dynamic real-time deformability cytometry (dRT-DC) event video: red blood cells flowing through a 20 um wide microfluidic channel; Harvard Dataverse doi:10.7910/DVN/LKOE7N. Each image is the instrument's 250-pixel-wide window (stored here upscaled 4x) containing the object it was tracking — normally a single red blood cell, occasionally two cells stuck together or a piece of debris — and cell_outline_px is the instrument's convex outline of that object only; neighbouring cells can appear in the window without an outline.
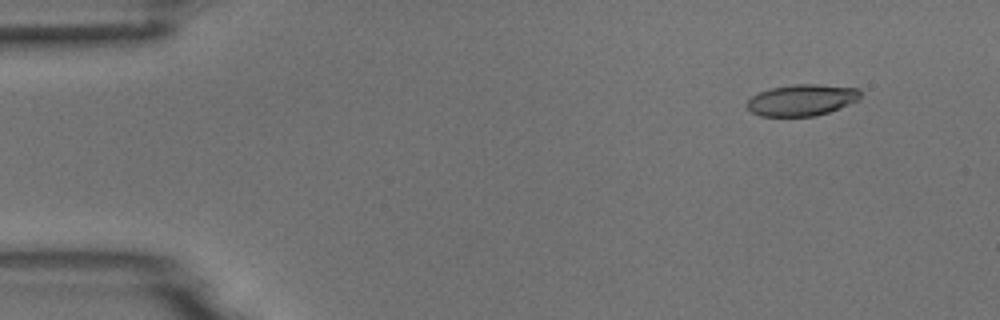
{"species": "common noctule bat (a hibernating species)", "species_latin": "Nyctalus noctula", "temperature_condition": "room temperature", "stored_images_in_passage": 4, "camera_frame_rate_fps": 3000, "um_per_image_px": 0.085, "animal": {"sex": "male", "body_mass_g": 18.8}, "frame": {"image": 1, "passage_image": 1, "time_ms": 0.0, "image_size_px": [1000, 320], "cell_outline_px": [[860, 100], [840, 108], [816, 116], [760, 116], [752, 112], [744, 104], [752, 96], [760, 92], [772, 88], [796, 84], [820, 84], [860, 88]], "centroid_in_image_um": [68.18, 8.5], "position_along_channel_um": 16.8, "area_um2": 20.87}}
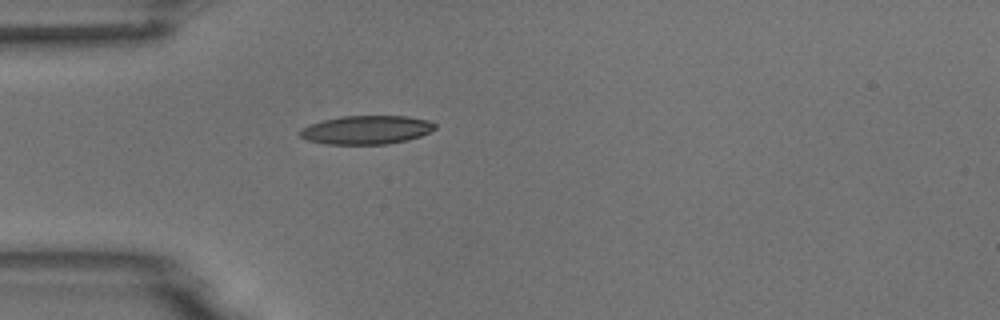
{"frame": {"image": 2, "passage_image": 4, "time_ms": 3.333, "image_size_px": [1000, 320], "cell_outline_px": [[436, 128], [420, 136], [408, 140], [388, 144], [324, 144], [308, 140], [300, 136], [296, 132], [300, 128], [308, 124], [340, 116], [408, 116], [432, 120], [436, 124]], "centroid_in_image_um": [31.13, 11.03], "position_along_channel_um": 53.9, "area_um2": 22.83}}